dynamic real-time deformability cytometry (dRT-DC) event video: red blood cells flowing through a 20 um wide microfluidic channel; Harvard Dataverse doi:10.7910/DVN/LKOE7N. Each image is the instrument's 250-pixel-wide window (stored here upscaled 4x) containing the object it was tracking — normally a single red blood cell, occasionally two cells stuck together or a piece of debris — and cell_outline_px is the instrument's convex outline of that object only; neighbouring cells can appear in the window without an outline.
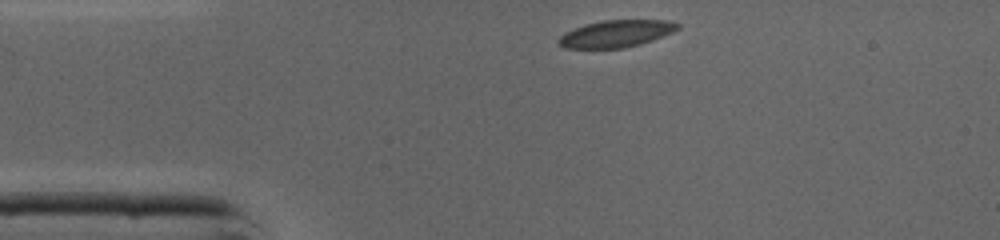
{"species": "common noctule bat (a hibernating species)", "species_latin": "Nyctalus noctula", "temperature_condition": "cold", "stored_images_in_passage": 38, "camera_frame_rate_fps": 3000, "um_per_image_px": 0.085, "animal": {"sex": "male", "body_mass_g": 19.0, "forearm_length_mm": 50.8}, "frame": {"image": 1, "passage_image": 1, "time_ms": 0.0, "image_size_px": [1000, 240], "cell_outline_px": [[680, 28], [672, 32], [652, 40], [640, 44], [624, 48], [564, 48], [556, 40], [564, 32], [584, 24], [604, 20], [668, 20], [680, 24]], "centroid_in_image_um": [52.35, 2.86], "position_along_channel_um": 32.6, "area_um2": 18.79}}
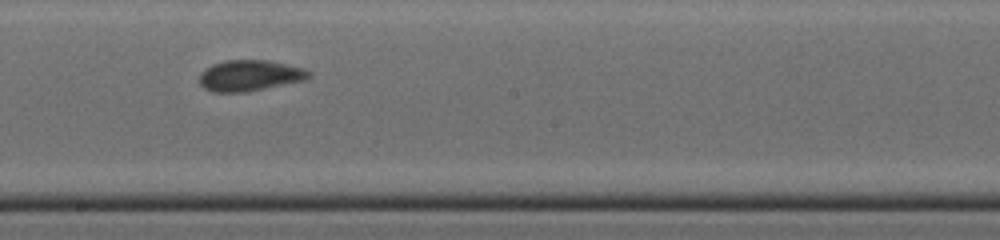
{"frame": {"image": 2, "passage_image": 17, "time_ms": 5.333, "image_size_px": [1000, 240], "cell_outline_px": [[312, 76], [308, 80], [248, 92], [212, 92], [204, 88], [200, 84], [200, 72], [212, 64], [228, 60], [268, 60], [304, 68], [312, 72]], "centroid_in_image_um": [21.28, 6.43], "position_along_channel_um": 226.9, "area_um2": 20.06}}
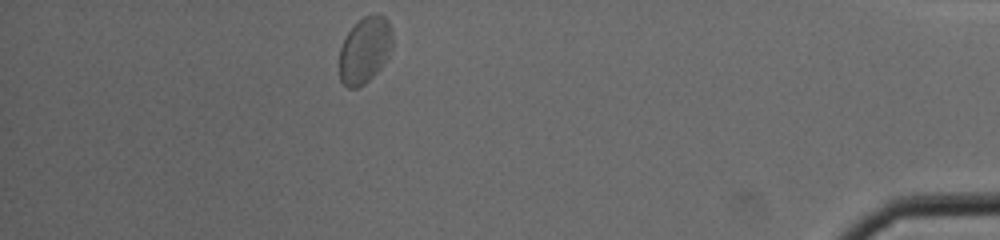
{"frame": {"image": 3, "passage_image": 33, "time_ms": 10.667, "image_size_px": [1000, 240], "cell_outline_px": [[392, 48], [388, 56], [380, 68], [364, 84], [356, 88], [348, 88], [340, 80], [340, 48], [348, 32], [364, 16], [372, 12], [376, 12], [384, 16], [388, 20], [392, 28]], "centroid_in_image_um": [31.03, 4.22], "position_along_channel_um": 404.2, "area_um2": 20.52}, "authors_computed_cell_mechanics": {"area_um2": 19.8254, "velocity_mm_per_s": 4.2993, "shape_relaxation_time_tau1_ms": 9.3941, "shape_relaxation_time_tau2_ms": 1.1721, "deformation_change_tau1": 0.1567, "deformation_change_tau2": 0.0459}}